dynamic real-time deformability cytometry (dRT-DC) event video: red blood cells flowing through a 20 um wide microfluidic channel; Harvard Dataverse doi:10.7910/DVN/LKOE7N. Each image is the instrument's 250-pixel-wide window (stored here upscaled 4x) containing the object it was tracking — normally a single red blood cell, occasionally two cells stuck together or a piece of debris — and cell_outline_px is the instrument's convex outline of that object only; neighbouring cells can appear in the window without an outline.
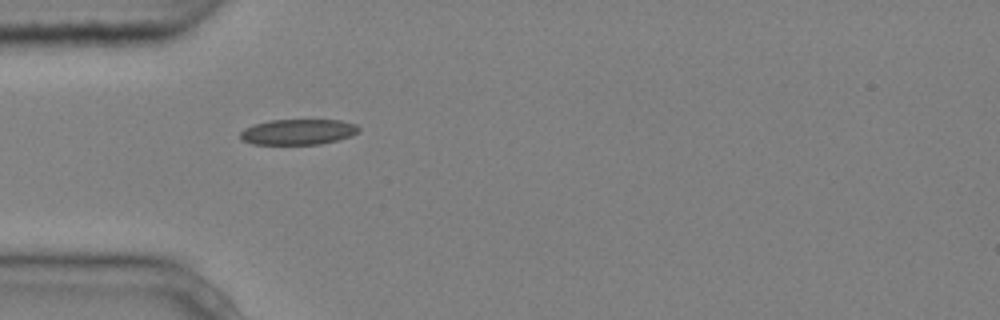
{"species": "common noctule bat (a hibernating species)", "species_latin": "Nyctalus noctula", "temperature_condition": "cold", "stored_images_in_passage": 2, "camera_frame_rate_fps": 3000, "um_per_image_px": 0.085, "animal": {"sex": "male", "body_mass_g": 20.4}, "frame": {"image": 1, "passage_image": 1, "time_ms": 0.0, "image_size_px": [1000, 320], "cell_outline_px": [[360, 132], [352, 136], [320, 144], [252, 144], [240, 140], [240, 132], [244, 128], [252, 124], [272, 120], [340, 120], [356, 124], [360, 128]], "centroid_in_image_um": [25.33, 11.21], "position_along_channel_um": 59.7, "area_um2": 17.8}}
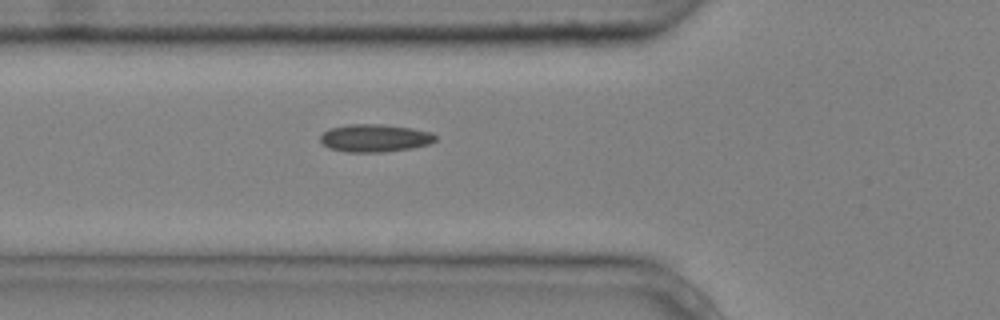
{"frame": {"image": 2, "passage_image": 2, "time_ms": 0.333, "image_size_px": [1000, 320], "cell_outline_px": [[436, 140], [428, 144], [412, 148], [384, 152], [348, 152], [328, 148], [320, 140], [320, 136], [328, 128], [348, 124], [384, 124], [412, 128], [432, 132], [436, 136]], "centroid_in_image_um": [31.85, 11.73], "position_along_channel_um": 93.9, "area_um2": 18.73}}